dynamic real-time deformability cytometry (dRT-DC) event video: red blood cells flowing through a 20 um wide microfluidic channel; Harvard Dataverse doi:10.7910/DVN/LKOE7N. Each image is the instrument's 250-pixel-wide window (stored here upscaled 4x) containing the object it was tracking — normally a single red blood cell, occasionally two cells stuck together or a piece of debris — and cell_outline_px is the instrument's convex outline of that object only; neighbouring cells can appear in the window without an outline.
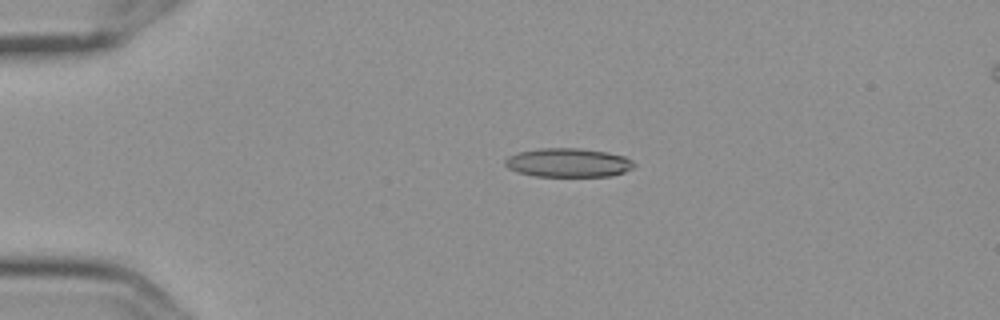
{"species": "Egyptian fruit bat (a non-hibernating species)", "species_latin": "Rousettus aegyptiacus", "temperature_condition": "cold", "stored_images_in_passage": 6, "camera_frame_rate_fps": 3000, "um_per_image_px": 0.085, "frame": {"image": 1, "passage_image": 4, "time_ms": 1.0, "image_size_px": [1000, 320], "cell_outline_px": [[636, 164], [632, 168], [624, 172], [612, 176], [532, 176], [516, 172], [508, 168], [504, 164], [504, 160], [508, 156], [516, 152], [540, 148], [580, 148], [608, 152], [624, 156], [632, 160]], "centroid_in_image_um": [48.27, 13.82], "position_along_channel_um": 36.7, "area_um2": 21.96}}